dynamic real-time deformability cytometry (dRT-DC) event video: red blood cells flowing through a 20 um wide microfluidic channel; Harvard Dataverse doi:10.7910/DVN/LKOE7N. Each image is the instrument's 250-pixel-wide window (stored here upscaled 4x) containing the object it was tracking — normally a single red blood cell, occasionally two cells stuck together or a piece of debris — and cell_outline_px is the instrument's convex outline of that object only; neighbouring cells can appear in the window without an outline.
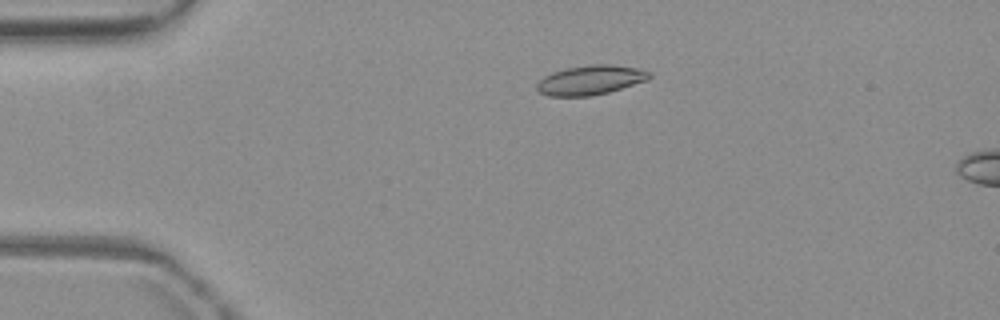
{"species": "common noctule bat (a hibernating species)", "species_latin": "Nyctalus noctula", "temperature_condition": "warm", "stored_images_in_passage": 6, "camera_frame_rate_fps": 3000, "um_per_image_px": 0.085, "animal": {"sex": "female", "body_mass_g": 19.3, "forearm_length_mm": 54.1}, "frame": {"image": 1, "passage_image": 4, "time_ms": 3.667, "image_size_px": [1000, 320], "cell_outline_px": [[652, 76], [648, 80], [608, 92], [592, 96], [548, 96], [540, 92], [536, 88], [536, 84], [544, 76], [552, 72], [568, 68], [588, 64], [612, 64], [636, 68], [652, 72]], "centroid_in_image_um": [50.2, 6.8], "position_along_channel_um": 34.8, "area_um2": 19.36}}